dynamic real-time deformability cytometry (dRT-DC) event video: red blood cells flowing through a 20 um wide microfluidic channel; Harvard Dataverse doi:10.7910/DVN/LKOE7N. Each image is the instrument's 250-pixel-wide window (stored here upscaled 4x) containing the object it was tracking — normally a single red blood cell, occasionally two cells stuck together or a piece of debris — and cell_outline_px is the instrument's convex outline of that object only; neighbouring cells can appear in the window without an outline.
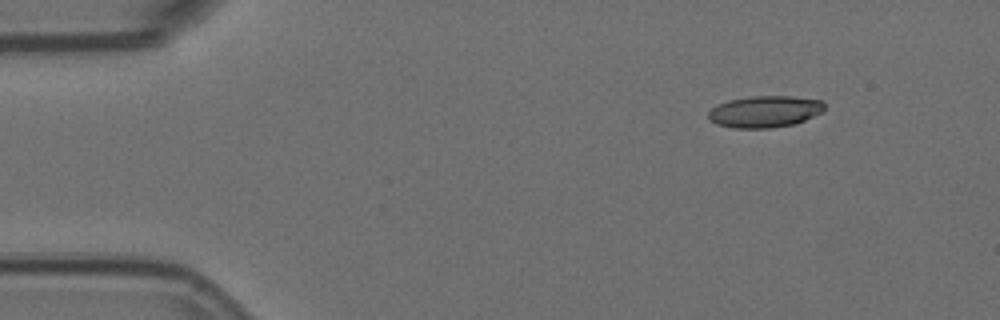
{"species": "Egyptian fruit bat (a non-hibernating species)", "species_latin": "Rousettus aegyptiacus", "temperature_condition": "room temperature", "stored_images_in_passage": 4, "camera_frame_rate_fps": 3000, "um_per_image_px": 0.085, "animal": {"sex": "female"}, "frame": {"image": 1, "passage_image": 1, "time_ms": 0.0, "image_size_px": [1000, 320], "cell_outline_px": [[824, 112], [796, 124], [772, 128], [732, 128], [716, 124], [708, 120], [708, 112], [716, 104], [728, 100], [748, 96], [792, 96], [824, 100]], "centroid_in_image_um": [65.01, 9.48], "position_along_channel_um": 20.0, "area_um2": 21.91}}
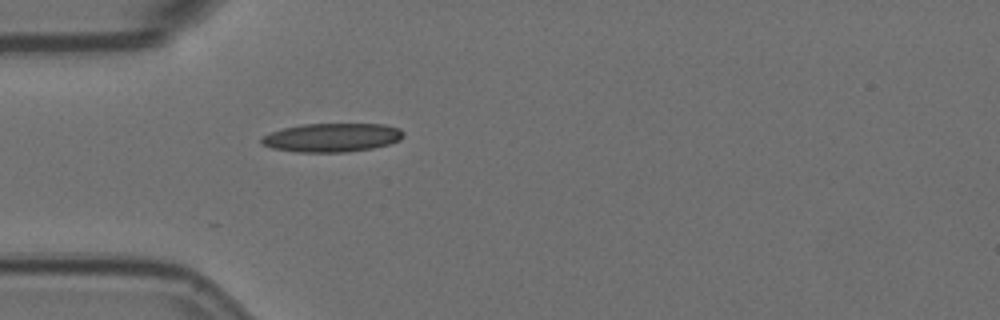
{"frame": {"image": 2, "passage_image": 4, "time_ms": 1.0, "image_size_px": [1000, 320], "cell_outline_px": [[404, 136], [400, 140], [388, 144], [372, 148], [344, 152], [296, 152], [272, 148], [260, 144], [260, 140], [264, 136], [272, 132], [284, 128], [304, 124], [384, 124], [400, 128], [404, 132]], "centroid_in_image_um": [28.23, 11.69], "position_along_channel_um": 56.8, "area_um2": 23.7}}